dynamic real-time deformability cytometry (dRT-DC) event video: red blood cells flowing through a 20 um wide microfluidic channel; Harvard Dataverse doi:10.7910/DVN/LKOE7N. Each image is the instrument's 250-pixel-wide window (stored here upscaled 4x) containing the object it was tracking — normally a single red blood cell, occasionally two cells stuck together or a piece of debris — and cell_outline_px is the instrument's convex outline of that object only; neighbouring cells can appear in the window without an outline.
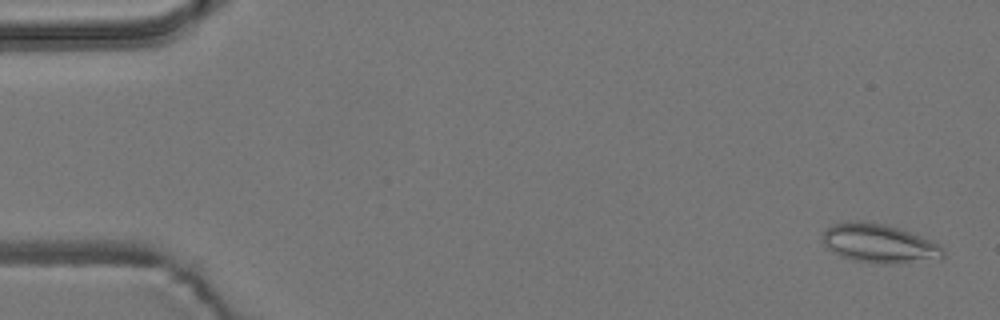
{"species": "common noctule bat (a hibernating species)", "species_latin": "Nyctalus noctula", "temperature_condition": "room temperature", "stored_images_in_passage": 54, "camera_frame_rate_fps": 3000, "um_per_image_px": 0.085, "animal": {"sex": "male", "body_mass_g": 19.2, "forearm_length_mm": 51.8}, "frame": {"image": 1, "passage_image": 2, "time_ms": 0.333, "image_size_px": [1000, 320], "cell_outline_px": [[944, 256], [940, 260], [888, 264], [852, 260], [840, 256], [828, 248], [824, 244], [824, 232], [828, 228], [836, 224], [860, 220], [884, 224], [932, 240], [940, 244], [944, 252]], "centroid_in_image_um": [74.8, 20.72], "position_along_channel_um": 10.2, "area_um2": 27.05}}
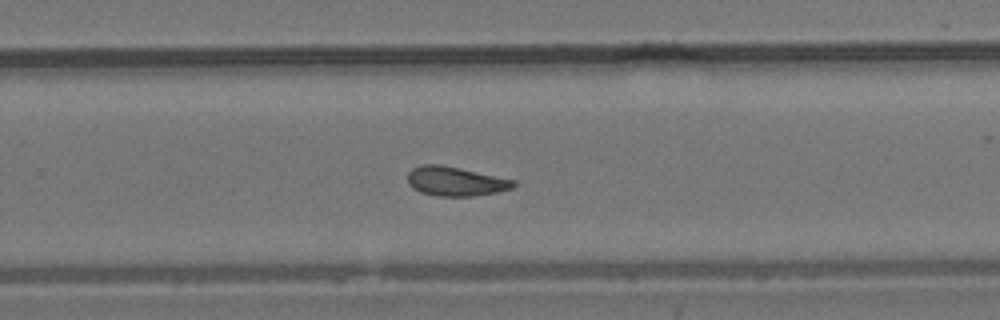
{"frame": {"image": 2, "passage_image": 35, "time_ms": 11.333, "image_size_px": [1000, 320], "cell_outline_px": [[516, 184], [512, 188], [500, 192], [472, 196], [436, 196], [420, 192], [412, 188], [408, 184], [408, 172], [412, 168], [420, 164], [440, 164], [516, 180]], "centroid_in_image_um": [38.7, 15.41], "position_along_channel_um": 291.1, "area_um2": 18.21}}
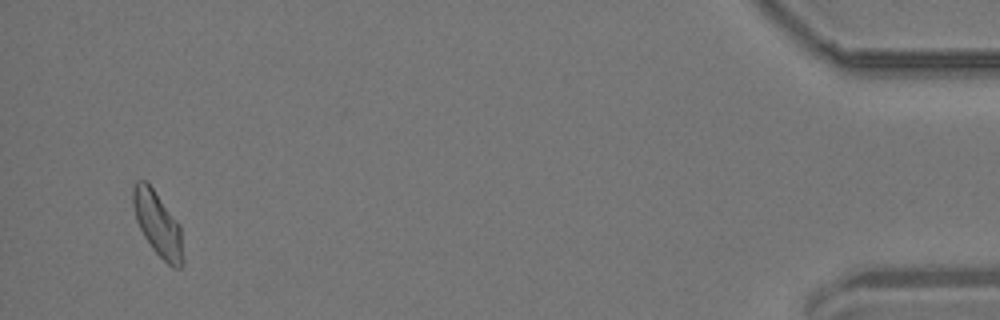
{"frame": {"image": 3, "passage_image": 52, "time_ms": 17.0, "image_size_px": [1000, 320], "cell_outline_px": [[184, 264], [180, 268], [172, 268], [152, 248], [144, 236], [136, 220], [132, 204], [132, 184], [136, 180], [148, 180], [180, 224], [184, 260]], "centroid_in_image_um": [13.41, 19.0], "position_along_channel_um": 421.8, "area_um2": 19.19}, "authors_computed_cell_mechanics": {"area_um2": 18.3804, "velocity_mm_per_s": 3.8013, "shape_relaxation_time_tau1_ms": null, "shape_relaxation_time_tau2_ms": 4.1247, "deformation_change_tau1": null, "deformation_change_tau2": 0.1111}}